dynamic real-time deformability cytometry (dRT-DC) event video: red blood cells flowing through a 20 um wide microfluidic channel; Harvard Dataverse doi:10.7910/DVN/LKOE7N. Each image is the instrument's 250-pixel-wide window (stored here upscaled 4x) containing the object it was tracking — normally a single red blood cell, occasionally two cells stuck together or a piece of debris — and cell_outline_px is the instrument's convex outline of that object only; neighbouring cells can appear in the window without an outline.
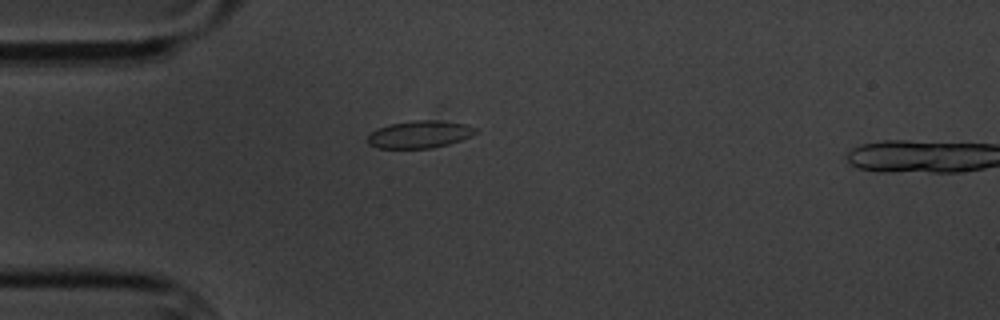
{"species": "common noctule bat (a hibernating species)", "species_latin": "Nyctalus noctula", "temperature_condition": "cold", "stored_images_in_passage": 2, "camera_frame_rate_fps": 3000, "um_per_image_px": 0.085, "animal": {"sex": "male", "body_mass_g": 20.1, "forearm_length_mm": 53.5}, "frame": {"image": 1, "passage_image": 1, "time_ms": 0.0, "image_size_px": [1000, 320], "cell_outline_px": [[476, 132], [472, 136], [448, 144], [432, 148], [376, 148], [368, 144], [368, 136], [376, 128], [388, 124], [412, 120], [436, 120], [468, 124], [476, 128]], "centroid_in_image_um": [35.65, 11.41], "position_along_channel_um": 49.3, "area_um2": 17.34}}